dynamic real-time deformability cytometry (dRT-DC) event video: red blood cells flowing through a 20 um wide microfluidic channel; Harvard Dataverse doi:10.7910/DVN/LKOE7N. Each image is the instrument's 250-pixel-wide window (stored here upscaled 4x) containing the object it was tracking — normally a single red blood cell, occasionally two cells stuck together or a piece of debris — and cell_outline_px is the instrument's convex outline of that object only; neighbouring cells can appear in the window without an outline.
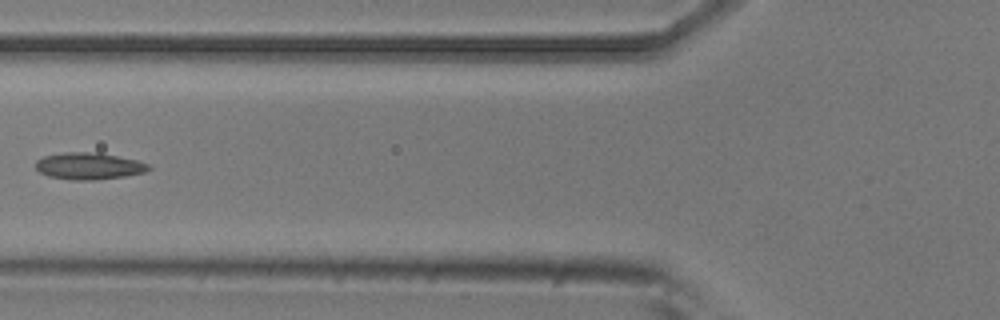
{"species": "common noctule bat (a hibernating species)", "species_latin": "Nyctalus noctula", "temperature_condition": "room temperature", "stored_images_in_passage": 5, "camera_frame_rate_fps": 3000, "um_per_image_px": 0.085, "animal": {"sex": "male", "body_mass_g": 20.5, "forearm_length_mm": 52.5}, "frame": {"image": 1, "passage_image": 5, "time_ms": 1.333, "image_size_px": [1000, 320], "cell_outline_px": [[152, 168], [144, 172], [124, 176], [96, 180], [72, 180], [48, 176], [40, 172], [36, 168], [36, 160], [44, 156], [64, 152], [96, 152], [136, 160], [148, 164]], "centroid_in_image_um": [7.53, 14.11], "position_along_channel_um": 118.3, "area_um2": 17.57}}